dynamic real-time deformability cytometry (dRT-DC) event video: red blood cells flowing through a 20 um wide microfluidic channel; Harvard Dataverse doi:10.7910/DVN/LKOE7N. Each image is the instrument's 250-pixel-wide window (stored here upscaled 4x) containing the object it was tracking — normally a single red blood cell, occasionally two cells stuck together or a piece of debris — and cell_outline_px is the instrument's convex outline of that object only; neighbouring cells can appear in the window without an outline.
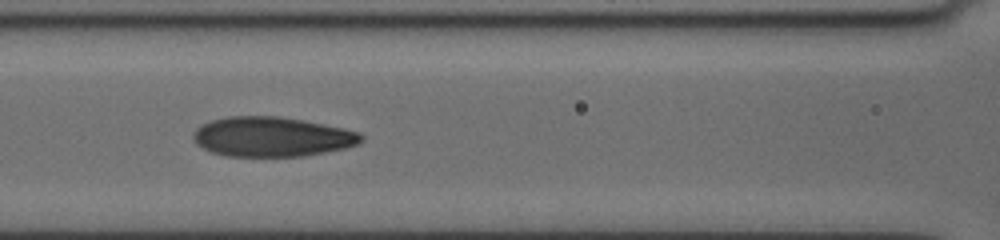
{"species": "human", "species_latin": "Homo sapiens", "temperature_condition": "cold", "stored_images_in_passage": 4, "camera_frame_rate_fps": 3000, "um_per_image_px": 0.085, "donor": {"sex": "female"}, "frame": {"image": 1, "passage_image": 3, "time_ms": 2.333, "image_size_px": [1000, 240], "cell_outline_px": [[364, 140], [360, 144], [344, 148], [304, 156], [224, 156], [212, 152], [196, 144], [192, 140], [192, 132], [196, 128], [212, 120], [228, 116], [280, 116], [344, 128], [360, 132], [364, 136]], "centroid_in_image_um": [23.11, 11.62], "position_along_channel_um": 143.5, "area_um2": 39.02}}